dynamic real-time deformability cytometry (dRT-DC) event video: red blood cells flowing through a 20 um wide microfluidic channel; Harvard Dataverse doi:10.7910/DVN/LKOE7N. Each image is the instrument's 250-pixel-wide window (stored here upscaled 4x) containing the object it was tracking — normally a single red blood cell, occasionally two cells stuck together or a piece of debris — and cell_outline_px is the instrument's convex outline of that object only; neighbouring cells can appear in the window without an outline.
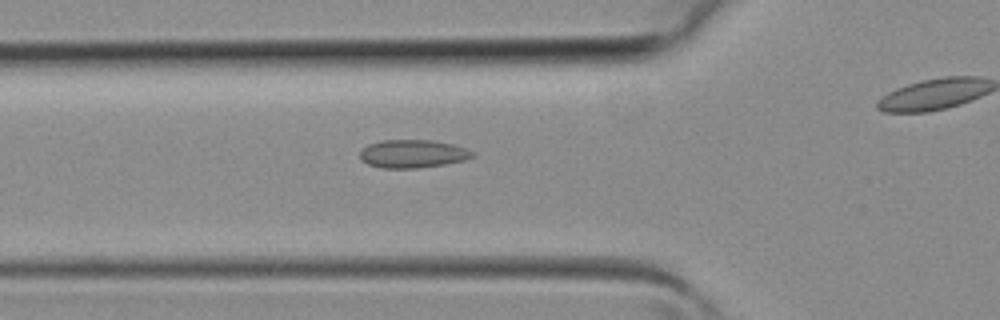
{"species": "common noctule bat (a hibernating species)", "species_latin": "Nyctalus noctula", "temperature_condition": "room temperature", "stored_images_in_passage": 30, "camera_frame_rate_fps": 3000, "um_per_image_px": 0.085, "animal": {"sex": "female", "body_mass_g": 19.3, "forearm_length_mm": 54.1}, "frame": {"image": 1, "passage_image": 12, "time_ms": 3.667, "image_size_px": [1000, 320], "cell_outline_px": [[476, 156], [464, 160], [444, 164], [416, 168], [380, 168], [368, 164], [360, 160], [360, 152], [368, 144], [380, 140], [432, 140], [452, 144], [476, 152]], "centroid_in_image_um": [35.08, 13.07], "position_along_channel_um": 90.7, "area_um2": 18.5}}
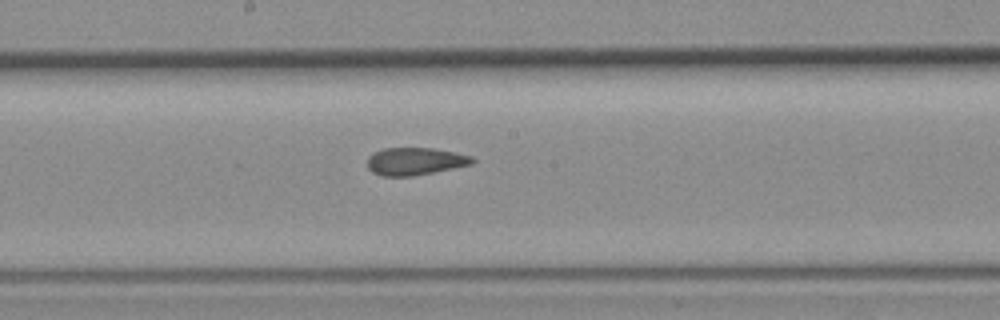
{"frame": {"image": 2, "passage_image": 19, "time_ms": 6.0, "image_size_px": [1000, 320], "cell_outline_px": [[476, 160], [472, 164], [412, 176], [380, 176], [372, 172], [368, 168], [368, 156], [372, 152], [384, 148], [432, 148], [456, 152], [472, 156]], "centroid_in_image_um": [35.26, 13.7], "position_along_channel_um": 212.9, "area_um2": 16.88}}
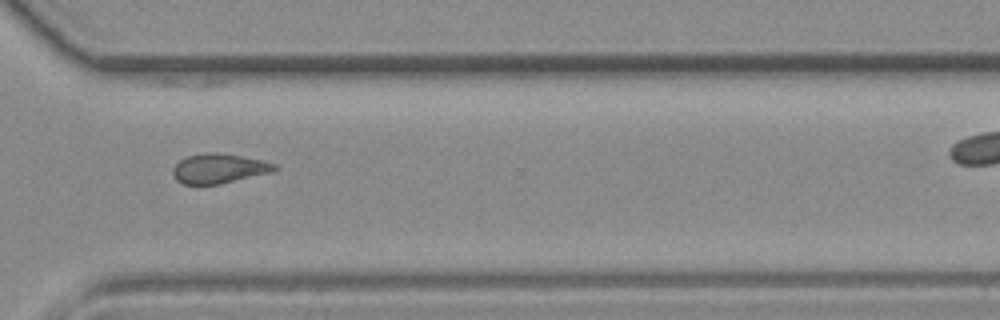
{"frame": {"image": 3, "passage_image": 27, "time_ms": 8.667, "image_size_px": [1000, 320], "cell_outline_px": [[276, 168], [272, 172], [220, 184], [184, 184], [176, 180], [172, 176], [172, 168], [180, 160], [188, 156], [212, 152], [216, 152], [240, 156], [260, 160], [276, 164]], "centroid_in_image_um": [18.57, 14.33], "position_along_channel_um": 352.0, "area_um2": 17.34}}